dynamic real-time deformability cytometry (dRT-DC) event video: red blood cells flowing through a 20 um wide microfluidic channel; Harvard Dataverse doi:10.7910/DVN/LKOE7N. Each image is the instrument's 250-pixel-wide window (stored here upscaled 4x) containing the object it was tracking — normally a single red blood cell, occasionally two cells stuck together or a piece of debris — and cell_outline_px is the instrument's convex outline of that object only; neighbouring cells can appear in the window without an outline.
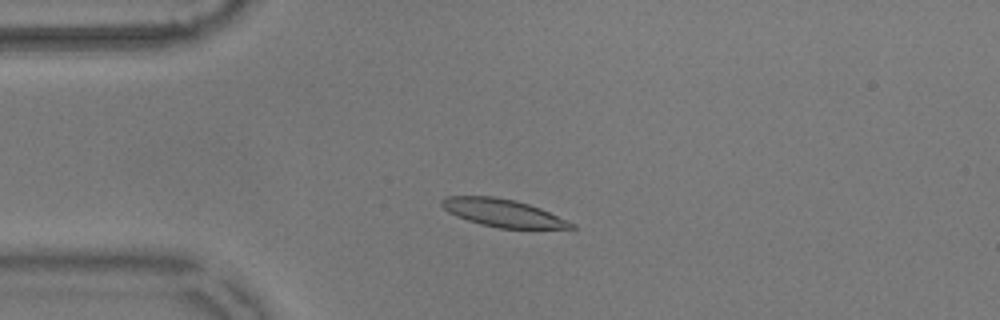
{"species": "common noctule bat (a hibernating species)", "species_latin": "Nyctalus noctula", "temperature_condition": "warm", "stored_images_in_passage": 48, "camera_frame_rate_fps": 3000, "um_per_image_px": 0.085, "animal": {"sex": "male", "body_mass_g": 17.9}, "frame": {"image": 1, "passage_image": 5, "time_ms": 1.333, "image_size_px": [1000, 320], "cell_outline_px": [[576, 228], [500, 228], [480, 224], [456, 216], [448, 212], [440, 204], [440, 200], [444, 196], [492, 196], [516, 200], [540, 208], [576, 224]], "centroid_in_image_um": [42.71, 18.09], "position_along_channel_um": 42.3, "area_um2": 20.81}}
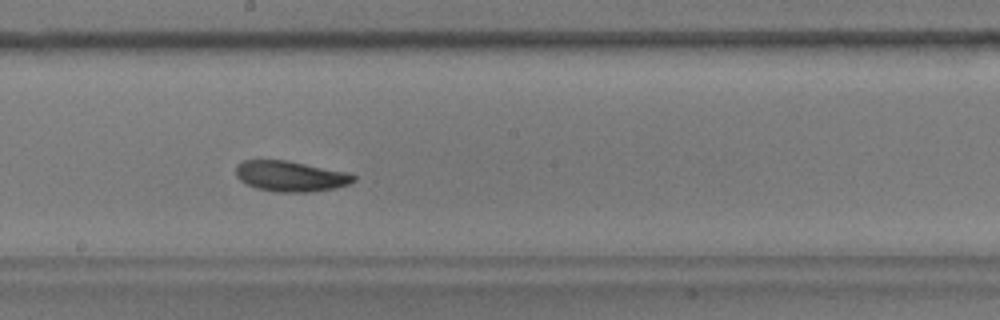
{"frame": {"image": 2, "passage_image": 22, "time_ms": 7.0, "image_size_px": [1000, 320], "cell_outline_px": [[356, 180], [348, 184], [336, 188], [308, 192], [276, 192], [256, 188], [240, 180], [236, 176], [236, 164], [244, 160], [284, 160], [348, 172], [356, 176]], "centroid_in_image_um": [24.7, 14.98], "position_along_channel_um": 223.5, "area_um2": 20.92}}
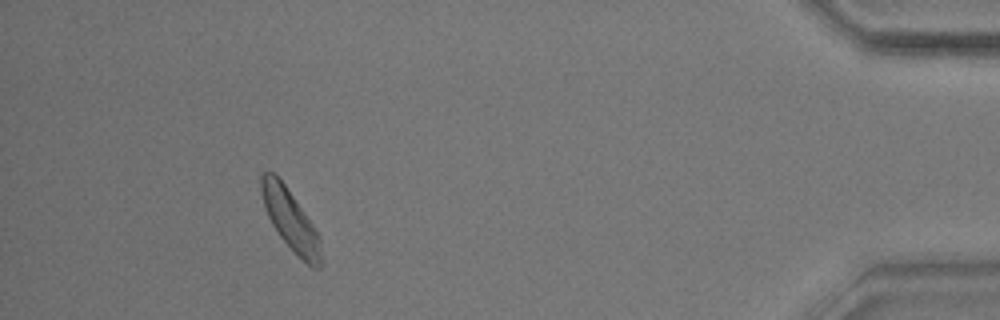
{"frame": {"image": 3, "passage_image": 43, "time_ms": 14.0, "image_size_px": [1000, 320], "cell_outline_px": [[320, 268], [312, 268], [280, 236], [272, 224], [268, 216], [260, 192], [260, 176], [264, 172], [276, 172], [312, 224], [320, 236]], "centroid_in_image_um": [24.65, 18.62], "position_along_channel_um": 410.5, "area_um2": 20.46}, "authors_computed_cell_mechanics": {"area_um2": 20.9814, "velocity_mm_per_s": 3.5561, "shape_relaxation_time_tau1_ms": 2.9602, "shape_relaxation_time_tau2_ms": 4.121, "deformation_change_tau1": 0.0865, "deformation_change_tau2": 0.09}}